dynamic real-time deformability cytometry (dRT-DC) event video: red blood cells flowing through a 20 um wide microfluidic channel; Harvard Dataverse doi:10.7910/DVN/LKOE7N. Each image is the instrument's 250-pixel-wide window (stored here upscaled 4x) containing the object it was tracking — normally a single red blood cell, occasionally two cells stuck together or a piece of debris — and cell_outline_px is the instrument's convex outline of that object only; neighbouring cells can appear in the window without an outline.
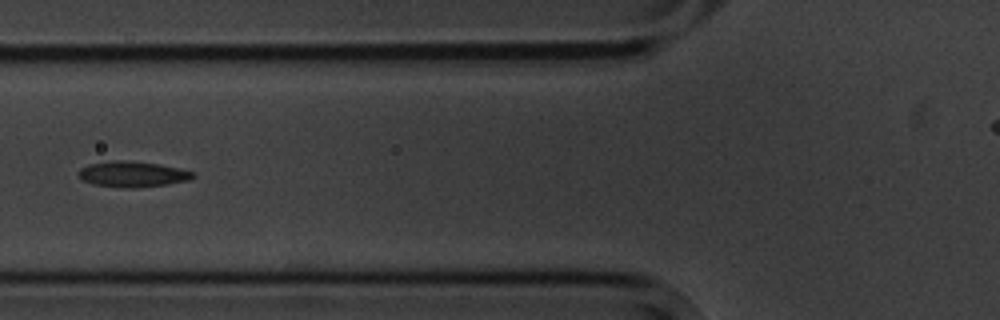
{"species": "common noctule bat (a hibernating species)", "species_latin": "Nyctalus noctula", "temperature_condition": "cold", "stored_images_in_passage": 7, "camera_frame_rate_fps": 3000, "um_per_image_px": 0.085, "animal": {"sex": "male", "body_mass_g": 20.1, "forearm_length_mm": 53.5}, "frame": {"image": 1, "passage_image": 7, "time_ms": 6.667, "image_size_px": [1000, 320], "cell_outline_px": [[196, 176], [188, 180], [168, 184], [136, 188], [124, 188], [96, 184], [84, 180], [76, 172], [80, 168], [88, 164], [116, 160], [128, 160], [160, 164], [192, 172]], "centroid_in_image_um": [11.25, 14.8], "position_along_channel_um": 114.5, "area_um2": 16.99}}